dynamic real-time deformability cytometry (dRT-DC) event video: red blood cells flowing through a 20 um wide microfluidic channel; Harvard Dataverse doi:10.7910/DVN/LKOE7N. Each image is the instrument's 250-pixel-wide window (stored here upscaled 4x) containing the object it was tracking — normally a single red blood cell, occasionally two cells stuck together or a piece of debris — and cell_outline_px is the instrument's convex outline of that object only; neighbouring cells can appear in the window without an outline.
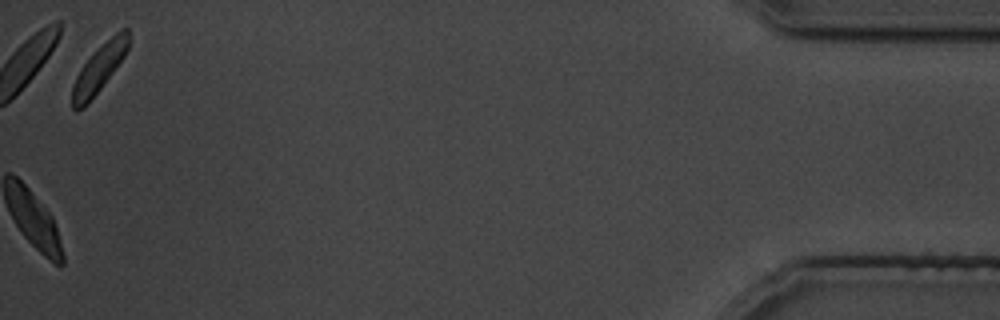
{"species": "common noctule bat (a hibernating species)", "species_latin": "Nyctalus noctula", "temperature_condition": "cold", "stored_images_in_passage": 28, "camera_frame_rate_fps": 3000, "um_per_image_px": 0.085, "animal": {"sex": "male", "body_mass_g": 19.5, "forearm_length_mm": 54.6}, "frame": {"image": 1, "passage_image": 28, "time_ms": 32.333, "image_size_px": [1000, 320], "cell_outline_px": [[128, 48], [124, 56], [88, 104], [84, 108], [76, 112], [72, 108], [72, 84], [80, 68], [116, 32], [124, 28], [128, 28]], "centroid_in_image_um": [8.38, 5.9], "position_along_channel_um": 426.8, "area_um2": 14.97}}